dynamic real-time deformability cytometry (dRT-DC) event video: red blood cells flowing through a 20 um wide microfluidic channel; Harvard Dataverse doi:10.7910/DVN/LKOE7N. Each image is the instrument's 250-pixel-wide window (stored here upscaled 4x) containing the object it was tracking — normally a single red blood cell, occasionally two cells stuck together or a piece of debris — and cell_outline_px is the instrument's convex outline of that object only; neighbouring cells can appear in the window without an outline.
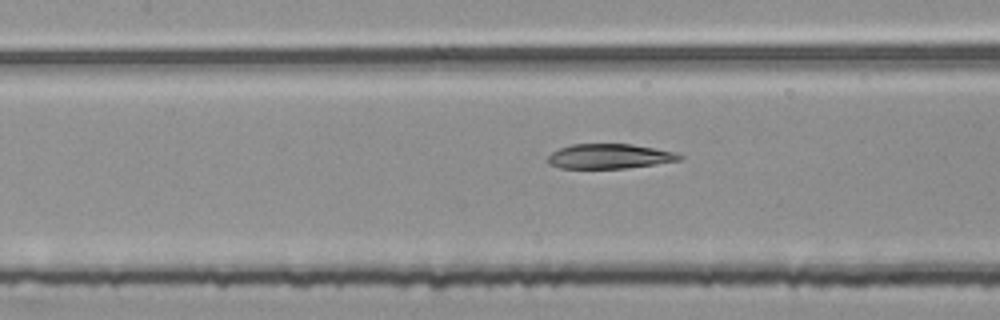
{"species": "common noctule bat (a hibernating species)", "species_latin": "Nyctalus noctula", "temperature_condition": "room temperature", "stored_images_in_passage": 42, "camera_frame_rate_fps": 3000, "um_per_image_px": 0.085, "animal": {"sex": "female", "body_mass_g": 25.1}, "frame": {"image": 1, "passage_image": 24, "time_ms": 7.667, "image_size_px": [1000, 320], "cell_outline_px": [[684, 156], [680, 160], [656, 164], [624, 168], [560, 168], [548, 164], [548, 156], [552, 152], [560, 148], [572, 144], [632, 144], [676, 152]], "centroid_in_image_um": [51.81, 13.28], "position_along_channel_um": 155.6, "area_um2": 18.96}}
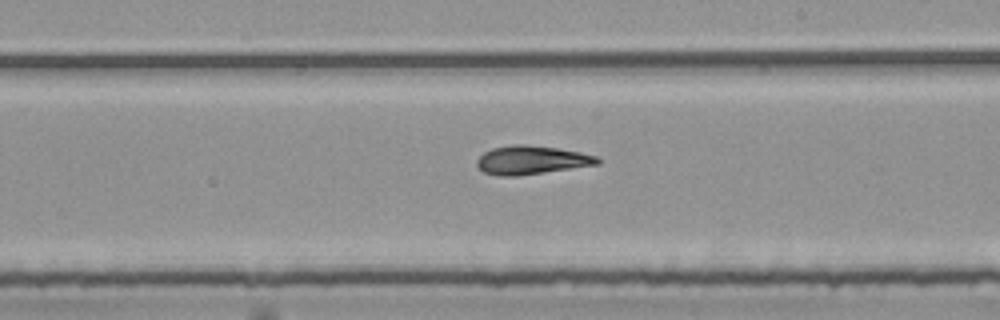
{"frame": {"image": 2, "passage_image": 31, "time_ms": 10.0, "image_size_px": [1000, 320], "cell_outline_px": [[600, 164], [516, 176], [500, 176], [484, 172], [476, 164], [476, 160], [484, 152], [492, 148], [512, 144], [524, 144], [556, 148], [580, 152], [600, 156]], "centroid_in_image_um": [45.19, 13.6], "position_along_channel_um": 243.8, "area_um2": 20.06}}
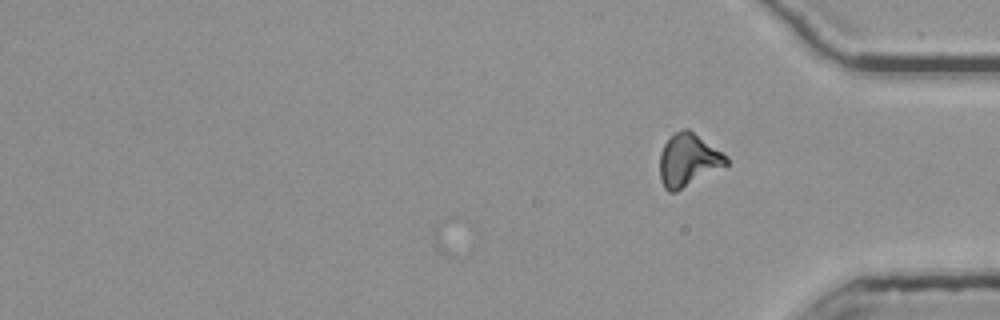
{"frame": {"image": 3, "passage_image": 42, "time_ms": 13.667, "image_size_px": [1000, 320], "cell_outline_px": [[728, 164], [676, 192], [668, 192], [664, 188], [660, 180], [660, 152], [664, 144], [676, 132], [684, 128], [688, 128], [720, 152], [728, 160]], "centroid_in_image_um": [58.45, 13.63], "position_along_channel_um": 376.8, "area_um2": 19.94}, "authors_computed_cell_mechanics": {"area_um2": 20.3167, "velocity_mm_per_s": 3.7952, "shape_relaxation_time_tau1_ms": null, "shape_relaxation_time_tau2_ms": 3.3836, "deformation_change_tau1": null, "deformation_change_tau2": 0.1047}}